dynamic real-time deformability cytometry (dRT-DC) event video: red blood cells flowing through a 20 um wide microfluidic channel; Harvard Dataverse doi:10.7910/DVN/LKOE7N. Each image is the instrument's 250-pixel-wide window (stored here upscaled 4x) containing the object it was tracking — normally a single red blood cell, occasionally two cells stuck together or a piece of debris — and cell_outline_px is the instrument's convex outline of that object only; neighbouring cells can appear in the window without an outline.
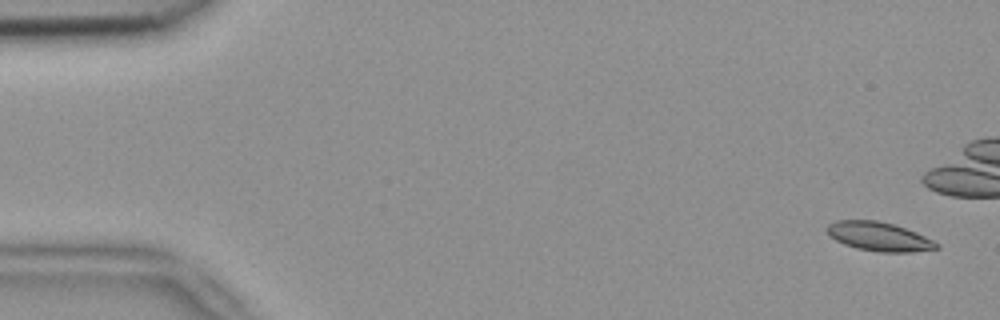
{"species": "common noctule bat (a hibernating species)", "species_latin": "Nyctalus noctula", "temperature_condition": "room temperature", "stored_images_in_passage": 15, "camera_frame_rate_fps": 3000, "um_per_image_px": 0.085, "animal": {"sex": "female", "body_mass_g": 18.4}, "frame": {"image": 1, "passage_image": 1, "time_ms": 0.0, "image_size_px": [1000, 320], "cell_outline_px": [[940, 248], [912, 252], [880, 252], [856, 248], [844, 244], [828, 236], [828, 224], [836, 220], [876, 220], [892, 224], [916, 232], [940, 244]], "centroid_in_image_um": [74.71, 20.11], "position_along_channel_um": 10.3, "area_um2": 18.38}}
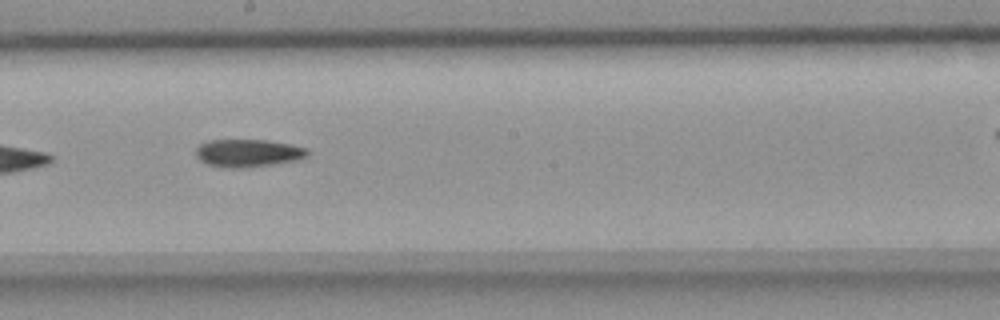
{"frame": {"image": 2, "passage_image": 9, "time_ms": 2.667, "image_size_px": [1000, 320], "cell_outline_px": [[308, 156], [292, 160], [272, 164], [240, 168], [228, 168], [208, 164], [200, 160], [196, 156], [196, 148], [200, 144], [208, 140], [264, 140], [288, 144], [308, 148]], "centroid_in_image_um": [21.04, 13.0], "position_along_channel_um": 227.2, "area_um2": 17.74}}
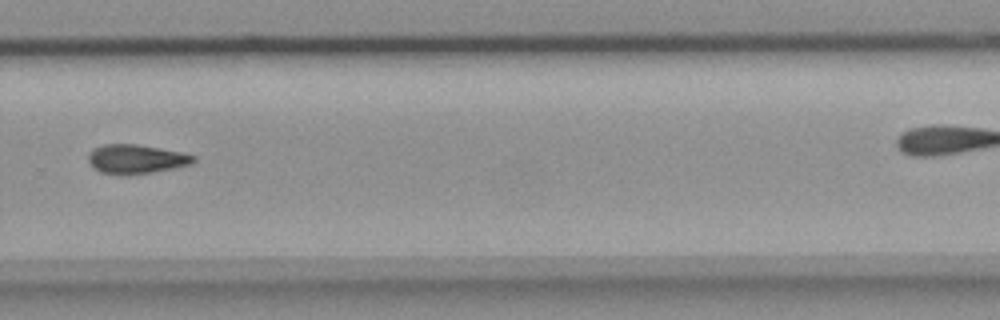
{"frame": {"image": 3, "passage_image": 11, "time_ms": 3.333, "image_size_px": [1000, 320], "cell_outline_px": [[196, 160], [192, 164], [152, 172], [100, 172], [92, 168], [88, 160], [88, 152], [92, 148], [104, 144], [136, 144], [184, 152], [196, 156]], "centroid_in_image_um": [11.58, 13.47], "position_along_channel_um": 318.2, "area_um2": 17.46}}